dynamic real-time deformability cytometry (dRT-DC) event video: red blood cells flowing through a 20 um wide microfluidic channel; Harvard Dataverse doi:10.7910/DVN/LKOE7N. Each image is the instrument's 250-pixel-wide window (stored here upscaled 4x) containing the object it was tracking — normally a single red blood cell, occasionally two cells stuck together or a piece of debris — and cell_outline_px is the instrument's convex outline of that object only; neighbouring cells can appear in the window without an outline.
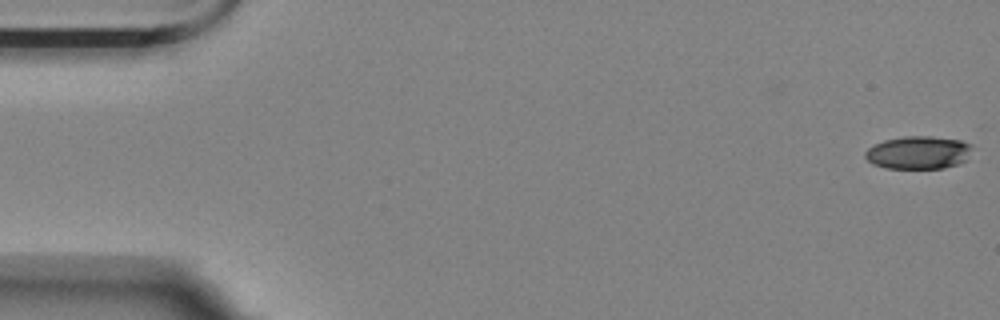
{"species": "Egyptian fruit bat (a non-hibernating species)", "species_latin": "Rousettus aegyptiacus", "temperature_condition": "room temperature", "stored_images_in_passage": 56, "camera_frame_rate_fps": 3000, "um_per_image_px": 0.085, "animal": {"sex": "female"}, "frame": {"image": 1, "passage_image": 1, "time_ms": 0.0, "image_size_px": [1000, 320], "cell_outline_px": [[972, 148], [964, 160], [956, 164], [944, 168], [884, 168], [872, 164], [864, 156], [864, 152], [868, 148], [884, 140], [904, 136], [932, 136], [960, 140], [972, 144]], "centroid_in_image_um": [78.03, 12.96], "position_along_channel_um": 7.0, "area_um2": 20.46}}
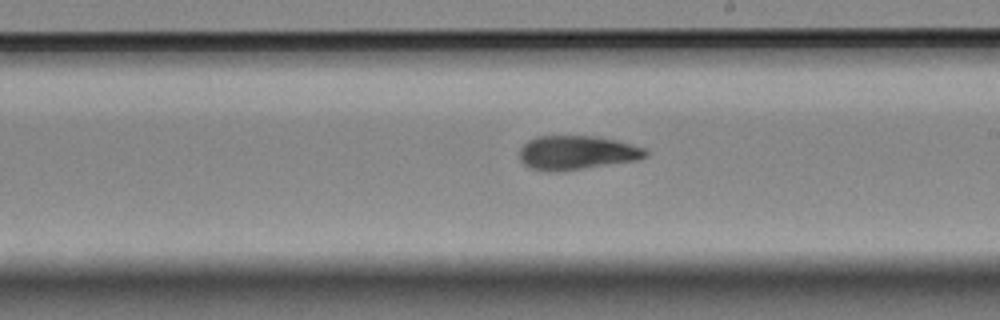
{"frame": {"image": 2, "passage_image": 32, "time_ms": 10.333, "image_size_px": [1000, 320], "cell_outline_px": [[648, 156], [636, 160], [556, 172], [544, 172], [528, 168], [520, 160], [520, 148], [528, 140], [536, 136], [596, 136], [616, 140], [644, 148], [648, 152]], "centroid_in_image_um": [48.98, 12.98], "position_along_channel_um": 240.0, "area_um2": 25.03}}
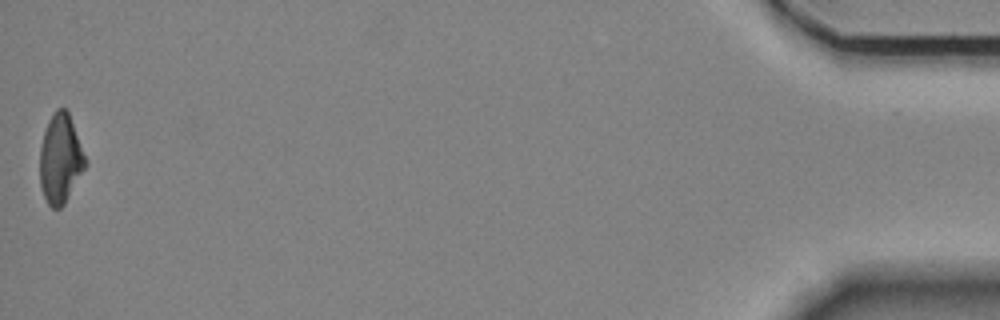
{"frame": {"image": 3, "passage_image": 56, "time_ms": 18.333, "image_size_px": [1000, 320], "cell_outline_px": [[88, 164], [64, 204], [60, 208], [52, 208], [48, 204], [44, 196], [40, 184], [40, 148], [44, 132], [48, 120], [56, 108], [64, 108], [68, 112], [88, 160]], "centroid_in_image_um": [5.15, 13.5], "position_along_channel_um": 430.0, "area_um2": 23.76}, "authors_computed_cell_mechanics": {"area_um2": 24.5361, "velocity_mm_per_s": 3.5648, "shape_relaxation_time_tau1_ms": 5.2545, "shape_relaxation_time_tau2_ms": 4.5456, "deformation_change_tau1": 0.1777, "deformation_change_tau2": 0.0996}}